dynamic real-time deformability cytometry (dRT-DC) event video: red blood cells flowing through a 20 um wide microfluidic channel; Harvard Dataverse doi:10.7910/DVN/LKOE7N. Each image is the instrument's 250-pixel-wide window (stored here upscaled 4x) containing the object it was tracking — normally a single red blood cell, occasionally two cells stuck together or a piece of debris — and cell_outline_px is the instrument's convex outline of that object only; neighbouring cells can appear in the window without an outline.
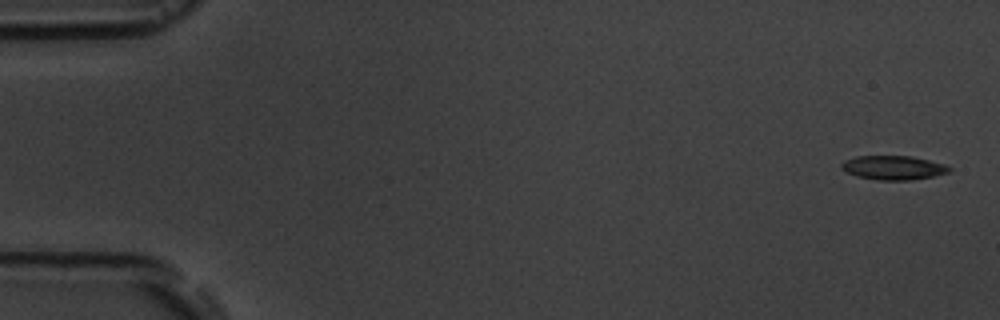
{"species": "common noctule bat (a hibernating species)", "species_latin": "Nyctalus noctula", "temperature_condition": "room temperature", "stored_images_in_passage": 15, "camera_frame_rate_fps": 3000, "um_per_image_px": 0.085, "animal": {"sex": "male", "body_mass_g": 19.5, "forearm_length_mm": 54.6}, "frame": {"image": 1, "passage_image": 1, "time_ms": 0.0, "image_size_px": [1000, 320], "cell_outline_px": [[952, 168], [948, 172], [932, 176], [912, 180], [876, 180], [856, 176], [840, 168], [840, 164], [844, 160], [856, 156], [912, 156], [944, 164]], "centroid_in_image_um": [75.9, 14.25], "position_along_channel_um": 9.1, "area_um2": 15.09}}
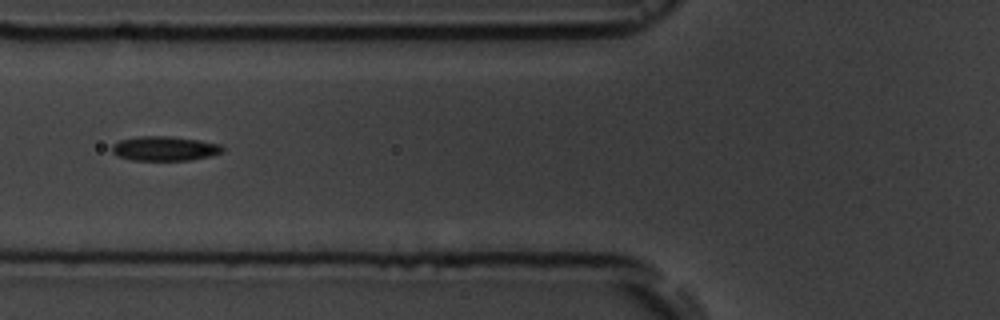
{"frame": {"image": 2, "passage_image": 6, "time_ms": 6.667, "image_size_px": [1000, 320], "cell_outline_px": [[224, 152], [212, 156], [192, 160], [132, 160], [116, 156], [112, 152], [112, 144], [120, 140], [140, 136], [172, 136], [200, 140], [220, 144], [224, 148]], "centroid_in_image_um": [14.02, 12.63], "position_along_channel_um": 111.8, "area_um2": 16.01}}
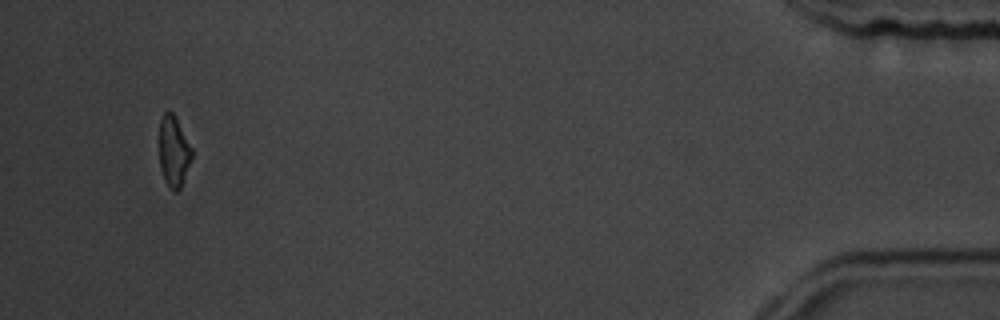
{"frame": {"image": 3, "passage_image": 15, "time_ms": 17.333, "image_size_px": [1000, 320], "cell_outline_px": [[192, 156], [180, 188], [176, 192], [172, 192], [168, 188], [164, 180], [160, 168], [160, 120], [164, 112], [168, 108], [176, 116], [192, 148]], "centroid_in_image_um": [14.75, 12.85], "position_along_channel_um": 420.4, "area_um2": 13.53}, "authors_computed_cell_mechanics": {"area_um2": 15.0858, "velocity_mm_per_s": 3.6241, "shape_relaxation_time_tau1_ms": 3.4825, "shape_relaxation_time_tau2_ms": 4.8745, "deformation_change_tau1": 0.0887, "deformation_change_tau2": 0.1139}}